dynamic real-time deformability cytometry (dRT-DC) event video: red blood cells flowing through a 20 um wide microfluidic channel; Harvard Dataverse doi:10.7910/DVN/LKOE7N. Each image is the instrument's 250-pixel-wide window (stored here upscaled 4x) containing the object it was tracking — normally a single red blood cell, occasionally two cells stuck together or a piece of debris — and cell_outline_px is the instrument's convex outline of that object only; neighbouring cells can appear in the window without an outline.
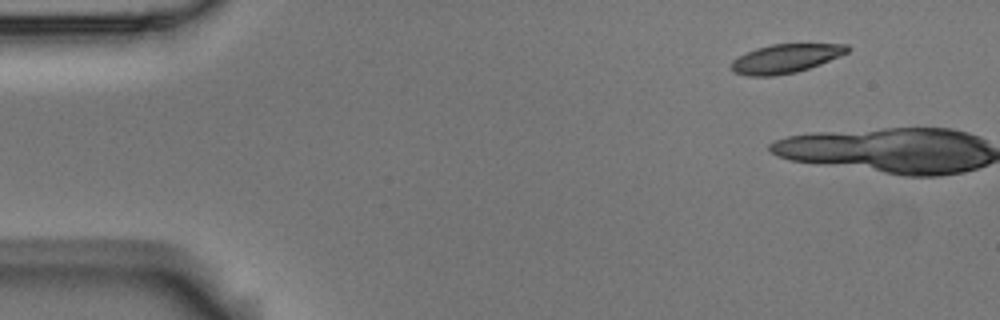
{"species": "Egyptian fruit bat (a non-hibernating species)", "species_latin": "Rousettus aegyptiacus", "temperature_condition": "room temperature", "stored_images_in_passage": 2, "camera_frame_rate_fps": 3000, "um_per_image_px": 0.085, "animal": {"sex": "male"}, "frame": {"image": 1, "passage_image": 1, "time_ms": 0.0, "image_size_px": [1000, 320], "cell_outline_px": [[852, 48], [848, 52], [840, 56], [820, 64], [796, 72], [772, 76], [748, 76], [732, 72], [732, 60], [756, 48], [772, 44], [848, 44]], "centroid_in_image_um": [66.8, 4.97], "position_along_channel_um": 18.2, "area_um2": 19.42}}